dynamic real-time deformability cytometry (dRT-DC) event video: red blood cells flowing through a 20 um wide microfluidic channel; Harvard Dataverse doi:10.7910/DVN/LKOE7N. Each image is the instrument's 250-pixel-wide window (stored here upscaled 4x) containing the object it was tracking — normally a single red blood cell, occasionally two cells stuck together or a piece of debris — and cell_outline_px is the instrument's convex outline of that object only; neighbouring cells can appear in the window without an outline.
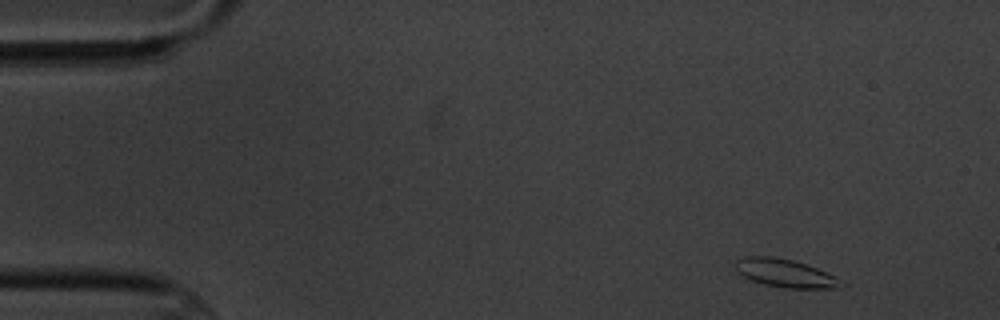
{"species": "common noctule bat (a hibernating species)", "species_latin": "Nyctalus noctula", "temperature_condition": "cold", "stored_images_in_passage": 10, "camera_frame_rate_fps": 3000, "um_per_image_px": 0.085, "animal": {"sex": "male", "body_mass_g": 20.1, "forearm_length_mm": 53.5}, "frame": {"image": 1, "passage_image": 1, "time_ms": 0.0, "image_size_px": [1000, 320], "cell_outline_px": [[848, 284], [844, 288], [784, 288], [764, 284], [752, 280], [736, 272], [736, 260], [744, 256], [772, 256], [792, 260], [816, 268], [844, 280]], "centroid_in_image_um": [66.8, 23.23], "position_along_channel_um": 18.2, "area_um2": 17.46}}
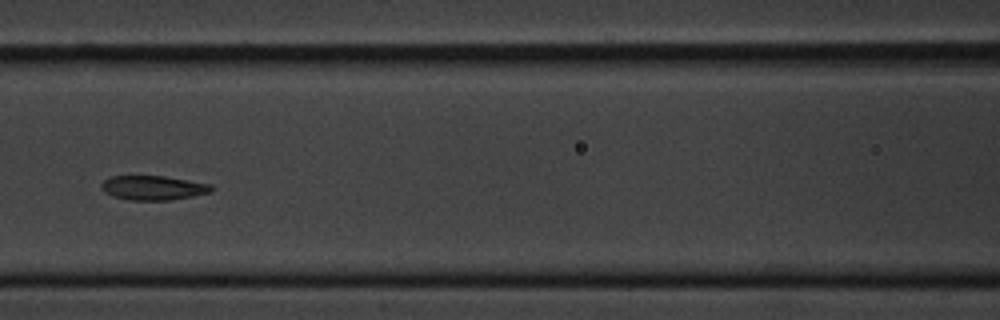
{"frame": {"image": 2, "passage_image": 6, "time_ms": 6.667, "image_size_px": [1000, 320], "cell_outline_px": [[216, 188], [212, 192], [192, 196], [168, 200], [128, 200], [112, 196], [104, 192], [100, 188], [100, 184], [104, 180], [112, 176], [164, 176], [212, 184]], "centroid_in_image_um": [13.03, 15.96], "position_along_channel_um": 153.6, "area_um2": 15.78}}
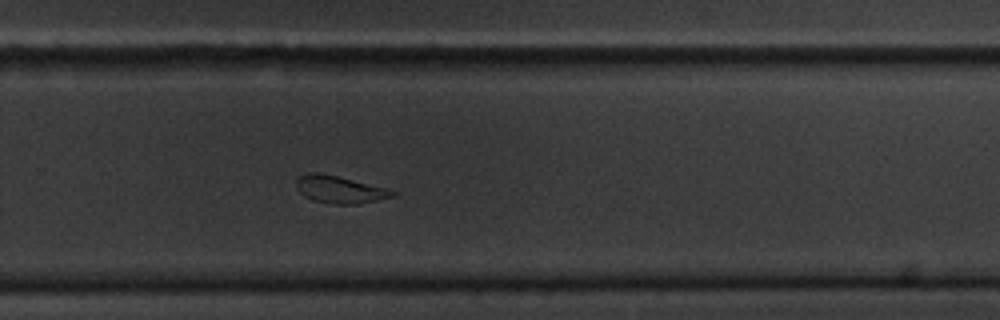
{"frame": {"image": 3, "passage_image": 10, "time_ms": 11.0, "image_size_px": [1000, 320], "cell_outline_px": [[396, 196], [356, 204], [332, 204], [312, 200], [304, 196], [296, 188], [296, 180], [300, 176], [308, 172], [320, 172], [388, 188], [396, 192]], "centroid_in_image_um": [28.86, 16.1], "position_along_channel_um": 300.9, "area_um2": 15.37}}